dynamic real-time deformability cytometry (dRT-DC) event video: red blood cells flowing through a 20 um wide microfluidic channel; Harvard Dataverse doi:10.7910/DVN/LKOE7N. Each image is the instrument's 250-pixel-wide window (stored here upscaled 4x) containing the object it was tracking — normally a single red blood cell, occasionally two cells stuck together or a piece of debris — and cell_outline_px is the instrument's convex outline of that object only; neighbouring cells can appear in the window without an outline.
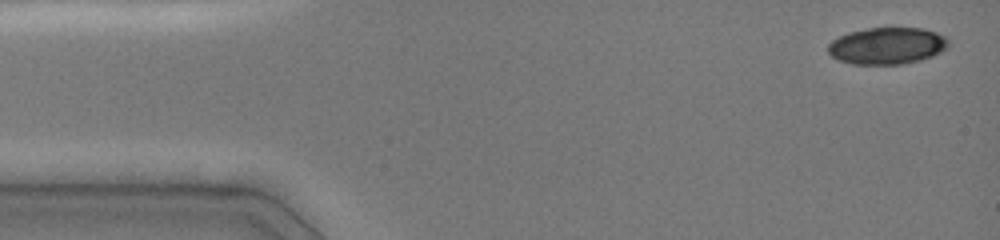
{"species": "common noctule bat (a hibernating species)", "species_latin": "Nyctalus noctula", "temperature_condition": "cold", "stored_images_in_passage": 6, "camera_frame_rate_fps": 3000, "um_per_image_px": 0.085, "animal": {"sex": "female", "body_mass_g": 19.0, "forearm_length_mm": 51.5}, "frame": {"image": 1, "passage_image": 1, "time_ms": 0.0, "image_size_px": [1000, 240], "cell_outline_px": [[948, 48], [932, 56], [920, 60], [904, 64], [852, 64], [840, 60], [832, 56], [828, 52], [828, 44], [832, 40], [848, 32], [868, 28], [924, 28], [936, 32], [944, 36], [948, 40]], "centroid_in_image_um": [75.41, 3.89], "position_along_channel_um": 9.6, "area_um2": 25.84}}
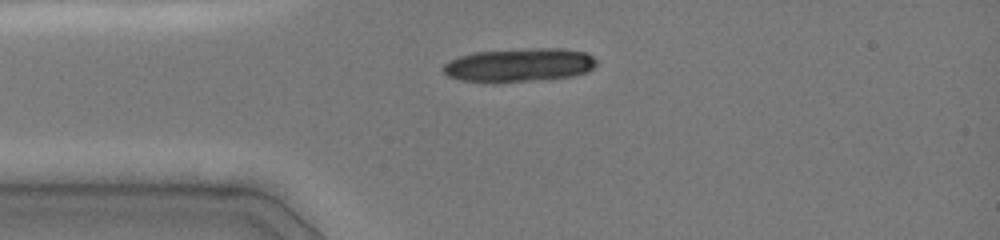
{"frame": {"image": 2, "passage_image": 5, "time_ms": 3.0, "image_size_px": [1000, 240], "cell_outline_px": [[596, 64], [588, 72], [572, 76], [540, 80], [460, 80], [448, 76], [440, 68], [448, 60], [460, 56], [476, 52], [532, 48], [560, 48], [584, 52], [592, 56], [596, 60]], "centroid_in_image_um": [44.15, 5.5], "position_along_channel_um": 40.8, "area_um2": 29.3}}